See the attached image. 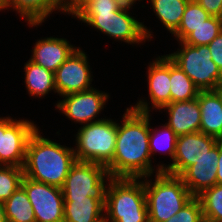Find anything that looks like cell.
Returning <instances> with one entry per match:
<instances>
[{
	"instance_id": "cell-15",
	"label": "cell",
	"mask_w": 222,
	"mask_h": 222,
	"mask_svg": "<svg viewBox=\"0 0 222 222\" xmlns=\"http://www.w3.org/2000/svg\"><path fill=\"white\" fill-rule=\"evenodd\" d=\"M148 92L152 109L159 110L171 103L170 94V58L166 55L157 56L148 65Z\"/></svg>"
},
{
	"instance_id": "cell-17",
	"label": "cell",
	"mask_w": 222,
	"mask_h": 222,
	"mask_svg": "<svg viewBox=\"0 0 222 222\" xmlns=\"http://www.w3.org/2000/svg\"><path fill=\"white\" fill-rule=\"evenodd\" d=\"M17 11L29 27L41 25L54 11L62 12V0H0V11L9 8Z\"/></svg>"
},
{
	"instance_id": "cell-11",
	"label": "cell",
	"mask_w": 222,
	"mask_h": 222,
	"mask_svg": "<svg viewBox=\"0 0 222 222\" xmlns=\"http://www.w3.org/2000/svg\"><path fill=\"white\" fill-rule=\"evenodd\" d=\"M21 186L33 207L36 222H64L62 188L36 182L25 176Z\"/></svg>"
},
{
	"instance_id": "cell-10",
	"label": "cell",
	"mask_w": 222,
	"mask_h": 222,
	"mask_svg": "<svg viewBox=\"0 0 222 222\" xmlns=\"http://www.w3.org/2000/svg\"><path fill=\"white\" fill-rule=\"evenodd\" d=\"M36 129L33 121L0 117V165L23 168L27 144Z\"/></svg>"
},
{
	"instance_id": "cell-2",
	"label": "cell",
	"mask_w": 222,
	"mask_h": 222,
	"mask_svg": "<svg viewBox=\"0 0 222 222\" xmlns=\"http://www.w3.org/2000/svg\"><path fill=\"white\" fill-rule=\"evenodd\" d=\"M75 162L73 147L43 137L37 128L27 144L23 173L36 182L62 188Z\"/></svg>"
},
{
	"instance_id": "cell-1",
	"label": "cell",
	"mask_w": 222,
	"mask_h": 222,
	"mask_svg": "<svg viewBox=\"0 0 222 222\" xmlns=\"http://www.w3.org/2000/svg\"><path fill=\"white\" fill-rule=\"evenodd\" d=\"M138 101L126 109L121 125L117 123L115 154L106 167L113 178H142L159 173L151 164L150 106L143 98Z\"/></svg>"
},
{
	"instance_id": "cell-32",
	"label": "cell",
	"mask_w": 222,
	"mask_h": 222,
	"mask_svg": "<svg viewBox=\"0 0 222 222\" xmlns=\"http://www.w3.org/2000/svg\"><path fill=\"white\" fill-rule=\"evenodd\" d=\"M211 59L222 72V32L208 44Z\"/></svg>"
},
{
	"instance_id": "cell-19",
	"label": "cell",
	"mask_w": 222,
	"mask_h": 222,
	"mask_svg": "<svg viewBox=\"0 0 222 222\" xmlns=\"http://www.w3.org/2000/svg\"><path fill=\"white\" fill-rule=\"evenodd\" d=\"M104 204L93 197L64 199V222H105Z\"/></svg>"
},
{
	"instance_id": "cell-6",
	"label": "cell",
	"mask_w": 222,
	"mask_h": 222,
	"mask_svg": "<svg viewBox=\"0 0 222 222\" xmlns=\"http://www.w3.org/2000/svg\"><path fill=\"white\" fill-rule=\"evenodd\" d=\"M116 136V121L106 117L100 121L82 125L75 136L76 160L107 167L115 154Z\"/></svg>"
},
{
	"instance_id": "cell-33",
	"label": "cell",
	"mask_w": 222,
	"mask_h": 222,
	"mask_svg": "<svg viewBox=\"0 0 222 222\" xmlns=\"http://www.w3.org/2000/svg\"><path fill=\"white\" fill-rule=\"evenodd\" d=\"M211 16L222 18V0H195Z\"/></svg>"
},
{
	"instance_id": "cell-29",
	"label": "cell",
	"mask_w": 222,
	"mask_h": 222,
	"mask_svg": "<svg viewBox=\"0 0 222 222\" xmlns=\"http://www.w3.org/2000/svg\"><path fill=\"white\" fill-rule=\"evenodd\" d=\"M23 168L0 165V201L5 202L21 186Z\"/></svg>"
},
{
	"instance_id": "cell-18",
	"label": "cell",
	"mask_w": 222,
	"mask_h": 222,
	"mask_svg": "<svg viewBox=\"0 0 222 222\" xmlns=\"http://www.w3.org/2000/svg\"><path fill=\"white\" fill-rule=\"evenodd\" d=\"M198 103L201 109L200 132L222 140V104L215 91H200Z\"/></svg>"
},
{
	"instance_id": "cell-20",
	"label": "cell",
	"mask_w": 222,
	"mask_h": 222,
	"mask_svg": "<svg viewBox=\"0 0 222 222\" xmlns=\"http://www.w3.org/2000/svg\"><path fill=\"white\" fill-rule=\"evenodd\" d=\"M24 72V82L30 96L44 98V96L52 90L55 93L57 92L53 72L35 64L30 59L24 65Z\"/></svg>"
},
{
	"instance_id": "cell-34",
	"label": "cell",
	"mask_w": 222,
	"mask_h": 222,
	"mask_svg": "<svg viewBox=\"0 0 222 222\" xmlns=\"http://www.w3.org/2000/svg\"><path fill=\"white\" fill-rule=\"evenodd\" d=\"M217 184L222 185V140H219V158L217 160Z\"/></svg>"
},
{
	"instance_id": "cell-16",
	"label": "cell",
	"mask_w": 222,
	"mask_h": 222,
	"mask_svg": "<svg viewBox=\"0 0 222 222\" xmlns=\"http://www.w3.org/2000/svg\"><path fill=\"white\" fill-rule=\"evenodd\" d=\"M160 110L168 113L166 123L174 130L177 136L198 132L200 130L201 109L198 98L190 101L172 102Z\"/></svg>"
},
{
	"instance_id": "cell-3",
	"label": "cell",
	"mask_w": 222,
	"mask_h": 222,
	"mask_svg": "<svg viewBox=\"0 0 222 222\" xmlns=\"http://www.w3.org/2000/svg\"><path fill=\"white\" fill-rule=\"evenodd\" d=\"M76 18L95 30L128 44H140L153 37L144 23L130 15L129 8L121 7L115 0H96Z\"/></svg>"
},
{
	"instance_id": "cell-28",
	"label": "cell",
	"mask_w": 222,
	"mask_h": 222,
	"mask_svg": "<svg viewBox=\"0 0 222 222\" xmlns=\"http://www.w3.org/2000/svg\"><path fill=\"white\" fill-rule=\"evenodd\" d=\"M222 32V18L211 16L202 25L195 28L183 42L191 46L208 45Z\"/></svg>"
},
{
	"instance_id": "cell-30",
	"label": "cell",
	"mask_w": 222,
	"mask_h": 222,
	"mask_svg": "<svg viewBox=\"0 0 222 222\" xmlns=\"http://www.w3.org/2000/svg\"><path fill=\"white\" fill-rule=\"evenodd\" d=\"M164 222H205L200 200L193 197L176 215Z\"/></svg>"
},
{
	"instance_id": "cell-4",
	"label": "cell",
	"mask_w": 222,
	"mask_h": 222,
	"mask_svg": "<svg viewBox=\"0 0 222 222\" xmlns=\"http://www.w3.org/2000/svg\"><path fill=\"white\" fill-rule=\"evenodd\" d=\"M105 222H149L141 178H112L106 191Z\"/></svg>"
},
{
	"instance_id": "cell-9",
	"label": "cell",
	"mask_w": 222,
	"mask_h": 222,
	"mask_svg": "<svg viewBox=\"0 0 222 222\" xmlns=\"http://www.w3.org/2000/svg\"><path fill=\"white\" fill-rule=\"evenodd\" d=\"M112 178L105 166L76 160L62 186L63 199H80L90 196L105 205L108 186L106 184H109Z\"/></svg>"
},
{
	"instance_id": "cell-12",
	"label": "cell",
	"mask_w": 222,
	"mask_h": 222,
	"mask_svg": "<svg viewBox=\"0 0 222 222\" xmlns=\"http://www.w3.org/2000/svg\"><path fill=\"white\" fill-rule=\"evenodd\" d=\"M64 99L59 100L56 109L61 111L69 120L79 123L80 125L100 121L95 119L104 109V105L109 99L105 91H99L95 88L89 90L70 93L62 96Z\"/></svg>"
},
{
	"instance_id": "cell-31",
	"label": "cell",
	"mask_w": 222,
	"mask_h": 222,
	"mask_svg": "<svg viewBox=\"0 0 222 222\" xmlns=\"http://www.w3.org/2000/svg\"><path fill=\"white\" fill-rule=\"evenodd\" d=\"M96 0H62V13L77 17L88 5Z\"/></svg>"
},
{
	"instance_id": "cell-22",
	"label": "cell",
	"mask_w": 222,
	"mask_h": 222,
	"mask_svg": "<svg viewBox=\"0 0 222 222\" xmlns=\"http://www.w3.org/2000/svg\"><path fill=\"white\" fill-rule=\"evenodd\" d=\"M162 25L173 34L179 27L190 0H149Z\"/></svg>"
},
{
	"instance_id": "cell-36",
	"label": "cell",
	"mask_w": 222,
	"mask_h": 222,
	"mask_svg": "<svg viewBox=\"0 0 222 222\" xmlns=\"http://www.w3.org/2000/svg\"><path fill=\"white\" fill-rule=\"evenodd\" d=\"M0 222H7L4 203L0 201Z\"/></svg>"
},
{
	"instance_id": "cell-8",
	"label": "cell",
	"mask_w": 222,
	"mask_h": 222,
	"mask_svg": "<svg viewBox=\"0 0 222 222\" xmlns=\"http://www.w3.org/2000/svg\"><path fill=\"white\" fill-rule=\"evenodd\" d=\"M180 49L167 56L194 82L200 91H213L222 85V72L211 59L208 45L191 46L179 42Z\"/></svg>"
},
{
	"instance_id": "cell-35",
	"label": "cell",
	"mask_w": 222,
	"mask_h": 222,
	"mask_svg": "<svg viewBox=\"0 0 222 222\" xmlns=\"http://www.w3.org/2000/svg\"><path fill=\"white\" fill-rule=\"evenodd\" d=\"M121 7L132 8V5H135L136 1L140 0H115Z\"/></svg>"
},
{
	"instance_id": "cell-7",
	"label": "cell",
	"mask_w": 222,
	"mask_h": 222,
	"mask_svg": "<svg viewBox=\"0 0 222 222\" xmlns=\"http://www.w3.org/2000/svg\"><path fill=\"white\" fill-rule=\"evenodd\" d=\"M219 158V139L200 131L177 137L173 162L158 164L156 172L180 176L193 164L217 165Z\"/></svg>"
},
{
	"instance_id": "cell-5",
	"label": "cell",
	"mask_w": 222,
	"mask_h": 222,
	"mask_svg": "<svg viewBox=\"0 0 222 222\" xmlns=\"http://www.w3.org/2000/svg\"><path fill=\"white\" fill-rule=\"evenodd\" d=\"M144 179L149 222H164L176 215L194 196L185 186L182 178L161 171L155 179Z\"/></svg>"
},
{
	"instance_id": "cell-14",
	"label": "cell",
	"mask_w": 222,
	"mask_h": 222,
	"mask_svg": "<svg viewBox=\"0 0 222 222\" xmlns=\"http://www.w3.org/2000/svg\"><path fill=\"white\" fill-rule=\"evenodd\" d=\"M77 48L65 38L47 37L39 39L34 44L30 60L55 73Z\"/></svg>"
},
{
	"instance_id": "cell-37",
	"label": "cell",
	"mask_w": 222,
	"mask_h": 222,
	"mask_svg": "<svg viewBox=\"0 0 222 222\" xmlns=\"http://www.w3.org/2000/svg\"><path fill=\"white\" fill-rule=\"evenodd\" d=\"M215 91L220 95L221 104H222V85L219 86Z\"/></svg>"
},
{
	"instance_id": "cell-26",
	"label": "cell",
	"mask_w": 222,
	"mask_h": 222,
	"mask_svg": "<svg viewBox=\"0 0 222 222\" xmlns=\"http://www.w3.org/2000/svg\"><path fill=\"white\" fill-rule=\"evenodd\" d=\"M205 222L222 221V185L215 184L197 196Z\"/></svg>"
},
{
	"instance_id": "cell-13",
	"label": "cell",
	"mask_w": 222,
	"mask_h": 222,
	"mask_svg": "<svg viewBox=\"0 0 222 222\" xmlns=\"http://www.w3.org/2000/svg\"><path fill=\"white\" fill-rule=\"evenodd\" d=\"M87 54L77 48L54 73L57 94L64 96L93 88Z\"/></svg>"
},
{
	"instance_id": "cell-25",
	"label": "cell",
	"mask_w": 222,
	"mask_h": 222,
	"mask_svg": "<svg viewBox=\"0 0 222 222\" xmlns=\"http://www.w3.org/2000/svg\"><path fill=\"white\" fill-rule=\"evenodd\" d=\"M211 15L195 0H190L185 8L178 29L172 34L178 42L183 41L195 28L203 24Z\"/></svg>"
},
{
	"instance_id": "cell-24",
	"label": "cell",
	"mask_w": 222,
	"mask_h": 222,
	"mask_svg": "<svg viewBox=\"0 0 222 222\" xmlns=\"http://www.w3.org/2000/svg\"><path fill=\"white\" fill-rule=\"evenodd\" d=\"M7 222H36L33 207L22 186L4 202Z\"/></svg>"
},
{
	"instance_id": "cell-27",
	"label": "cell",
	"mask_w": 222,
	"mask_h": 222,
	"mask_svg": "<svg viewBox=\"0 0 222 222\" xmlns=\"http://www.w3.org/2000/svg\"><path fill=\"white\" fill-rule=\"evenodd\" d=\"M154 130L155 129L152 128L150 125L149 146L151 157L155 155L157 151L161 153L163 151L164 153L169 154L168 156L171 157L173 162L178 136L176 135L174 130L170 128L166 123L162 126V130Z\"/></svg>"
},
{
	"instance_id": "cell-21",
	"label": "cell",
	"mask_w": 222,
	"mask_h": 222,
	"mask_svg": "<svg viewBox=\"0 0 222 222\" xmlns=\"http://www.w3.org/2000/svg\"><path fill=\"white\" fill-rule=\"evenodd\" d=\"M217 165L193 164L189 166L181 175L185 186L189 192L197 197L204 190L217 184Z\"/></svg>"
},
{
	"instance_id": "cell-23",
	"label": "cell",
	"mask_w": 222,
	"mask_h": 222,
	"mask_svg": "<svg viewBox=\"0 0 222 222\" xmlns=\"http://www.w3.org/2000/svg\"><path fill=\"white\" fill-rule=\"evenodd\" d=\"M199 92L194 82L170 59L171 103L193 100L198 97Z\"/></svg>"
}]
</instances>
